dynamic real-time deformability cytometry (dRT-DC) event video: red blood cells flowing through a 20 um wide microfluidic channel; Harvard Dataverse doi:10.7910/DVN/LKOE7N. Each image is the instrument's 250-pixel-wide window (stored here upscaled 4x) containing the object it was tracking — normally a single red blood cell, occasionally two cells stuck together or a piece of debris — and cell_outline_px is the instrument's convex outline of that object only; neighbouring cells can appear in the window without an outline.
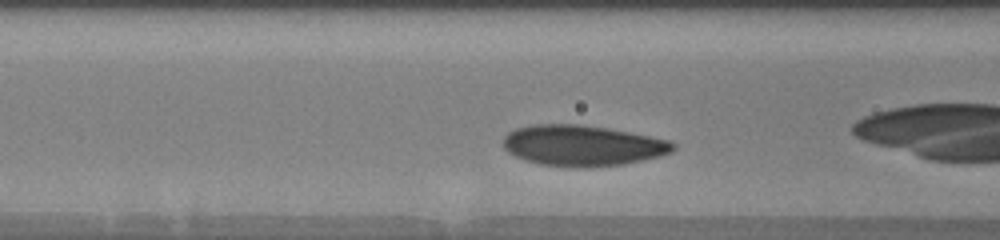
{"species": "human", "species_latin": "Homo sapiens", "temperature_condition": "warm", "stored_images_in_passage": 26, "camera_frame_rate_fps": 3000, "um_per_image_px": 0.085, "donor": {"sex": "male"}, "frame": {"image": 1, "passage_image": 12, "time_ms": 1.667, "image_size_px": [1000, 240], "cell_outline_px": [[676, 148], [672, 152], [660, 156], [644, 160], [624, 164], [588, 168], [576, 168], [540, 164], [524, 160], [508, 152], [504, 148], [504, 136], [508, 132], [516, 128], [532, 124], [580, 124], [608, 128], [672, 140], [676, 144]], "centroid_in_image_um": [49.54, 12.37], "position_along_channel_um": 117.1, "area_um2": 40.86}}
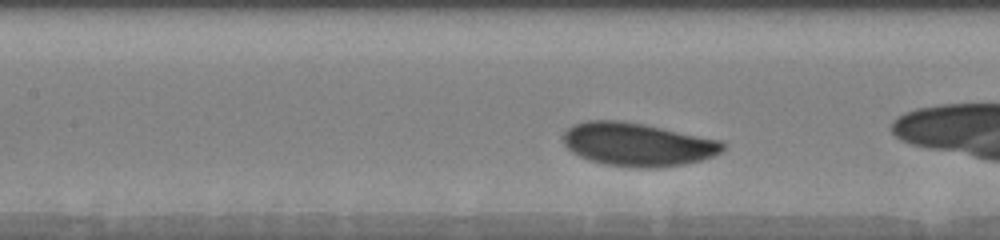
{"frame": {"image": 2, "passage_image": 18, "time_ms": 2.667, "image_size_px": [1000, 240], "cell_outline_px": [[724, 148], [720, 152], [712, 156], [700, 160], [684, 164], [660, 168], [636, 168], [604, 164], [588, 160], [572, 152], [564, 144], [560, 136], [572, 124], [588, 120], [624, 120], [644, 124], [720, 140], [724, 144]], "centroid_in_image_um": [54.13, 12.27], "position_along_channel_um": 153.3, "area_um2": 40.52}}